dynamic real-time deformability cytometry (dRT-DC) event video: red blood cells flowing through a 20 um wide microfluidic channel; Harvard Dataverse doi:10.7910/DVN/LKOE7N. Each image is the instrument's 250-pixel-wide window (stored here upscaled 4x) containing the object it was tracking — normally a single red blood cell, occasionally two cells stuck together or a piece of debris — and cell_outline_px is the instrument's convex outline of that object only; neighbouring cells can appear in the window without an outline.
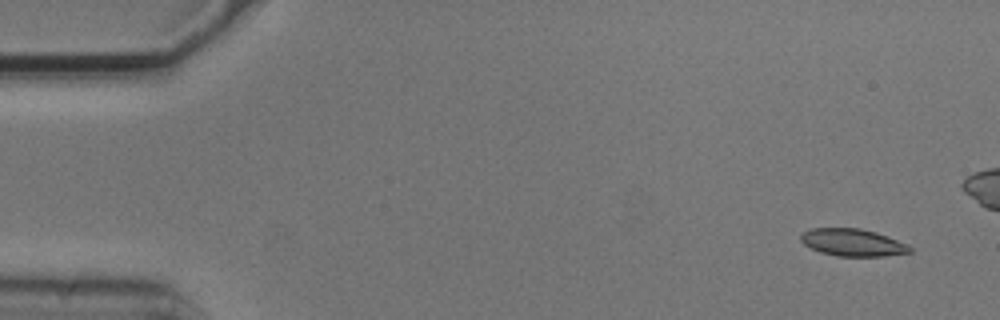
{"species": "common noctule bat (a hibernating species)", "species_latin": "Nyctalus noctula", "temperature_condition": "cold", "stored_images_in_passage": 5, "camera_frame_rate_fps": 3000, "um_per_image_px": 0.085, "animal": {"sex": "male", "body_mass_g": 20.5, "forearm_length_mm": 52.5}, "frame": {"image": 1, "passage_image": 1, "time_ms": 0.0, "image_size_px": [1000, 320], "cell_outline_px": [[912, 252], [884, 256], [836, 256], [820, 252], [804, 244], [800, 240], [800, 236], [804, 232], [812, 228], [860, 228], [876, 232], [888, 236], [908, 244], [912, 248]], "centroid_in_image_um": [72.5, 20.61], "position_along_channel_um": 12.5, "area_um2": 17.4}}